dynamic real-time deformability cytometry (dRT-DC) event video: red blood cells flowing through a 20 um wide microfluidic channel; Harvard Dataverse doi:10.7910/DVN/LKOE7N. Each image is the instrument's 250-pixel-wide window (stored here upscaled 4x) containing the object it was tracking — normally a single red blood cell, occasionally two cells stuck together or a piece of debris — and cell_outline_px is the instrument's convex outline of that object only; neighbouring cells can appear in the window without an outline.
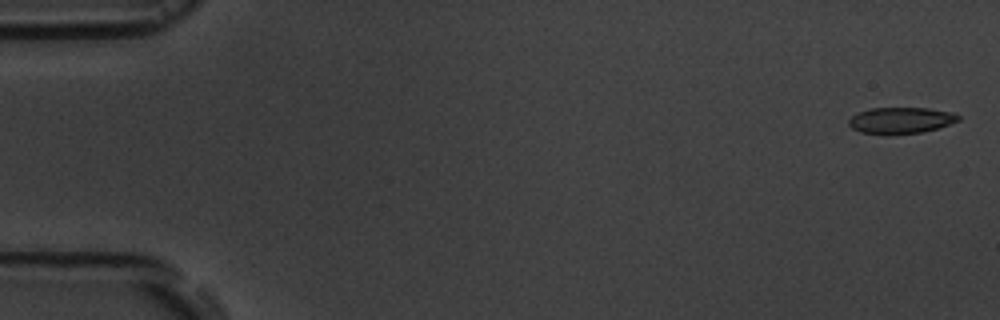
{"species": "common noctule bat (a hibernating species)", "species_latin": "Nyctalus noctula", "temperature_condition": "room temperature", "stored_images_in_passage": 5, "camera_frame_rate_fps": 3000, "um_per_image_px": 0.085, "animal": {"sex": "male", "body_mass_g": 19.5, "forearm_length_mm": 54.6}, "frame": {"image": 1, "passage_image": 1, "time_ms": 0.0, "image_size_px": [1000, 320], "cell_outline_px": [[960, 120], [940, 128], [920, 132], [888, 136], [860, 132], [852, 128], [848, 124], [848, 120], [856, 112], [868, 108], [928, 108], [952, 112], [960, 116]], "centroid_in_image_um": [76.54, 10.24], "position_along_channel_um": 8.5, "area_um2": 17.22}}
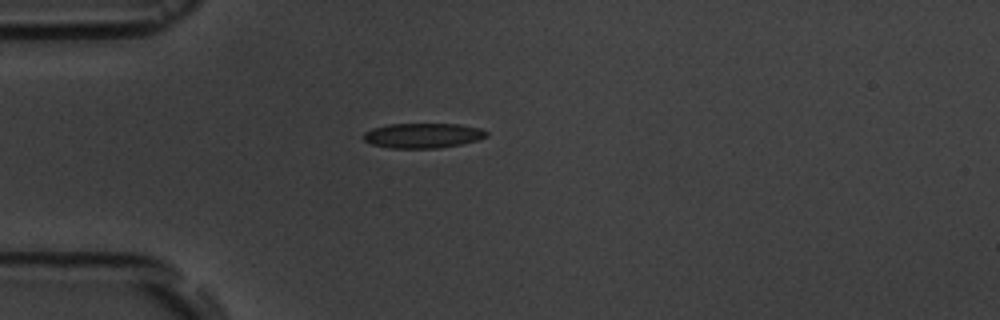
{"frame": {"image": 2, "passage_image": 5, "time_ms": 4.667, "image_size_px": [1000, 320], "cell_outline_px": [[488, 136], [476, 140], [460, 144], [440, 148], [392, 148], [372, 144], [364, 140], [360, 136], [364, 132], [372, 128], [388, 124], [460, 124], [480, 128], [488, 132]], "centroid_in_image_um": [35.91, 11.51], "position_along_channel_um": 49.1, "area_um2": 17.92}}